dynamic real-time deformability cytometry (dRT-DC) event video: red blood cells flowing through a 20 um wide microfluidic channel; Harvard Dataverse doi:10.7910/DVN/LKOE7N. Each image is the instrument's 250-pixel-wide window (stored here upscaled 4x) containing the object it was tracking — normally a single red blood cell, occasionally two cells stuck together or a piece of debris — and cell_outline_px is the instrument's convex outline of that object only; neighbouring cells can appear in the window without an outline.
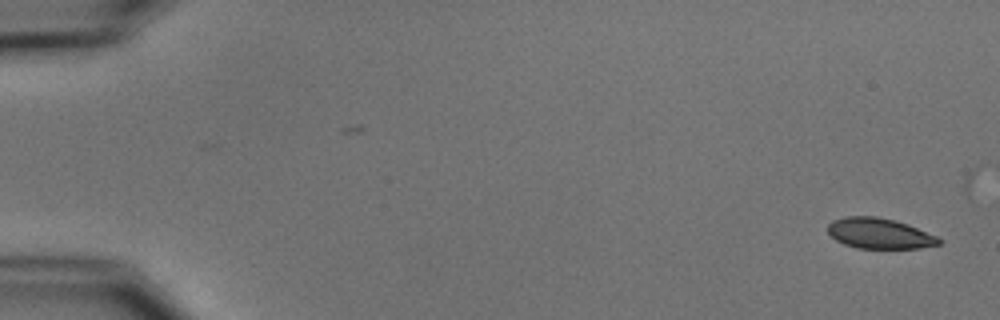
{"species": "common noctule bat (a hibernating species)", "species_latin": "Nyctalus noctula", "temperature_condition": "cold", "stored_images_in_passage": 51, "camera_frame_rate_fps": 3000, "um_per_image_px": 0.085, "animal": {"sex": "male", "body_mass_g": 15.6}, "frame": {"image": 1, "passage_image": 1, "time_ms": 0.0, "image_size_px": [1000, 320], "cell_outline_px": [[944, 240], [940, 244], [920, 248], [856, 248], [844, 244], [836, 240], [828, 232], [828, 224], [832, 220], [844, 216], [876, 216], [908, 224], [936, 236]], "centroid_in_image_um": [74.74, 19.84], "position_along_channel_um": 10.3, "area_um2": 19.77}}
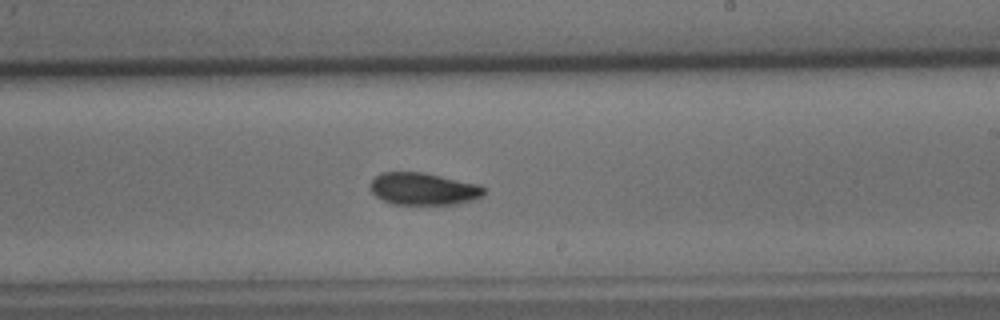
{"frame": {"image": 2, "passage_image": 32, "time_ms": 10.333, "image_size_px": [1000, 320], "cell_outline_px": [[488, 188], [484, 196], [460, 204], [392, 204], [380, 200], [372, 192], [368, 184], [380, 172], [424, 172], [480, 184]], "centroid_in_image_um": [36.02, 16.05], "position_along_channel_um": 253.0, "area_um2": 21.85}}
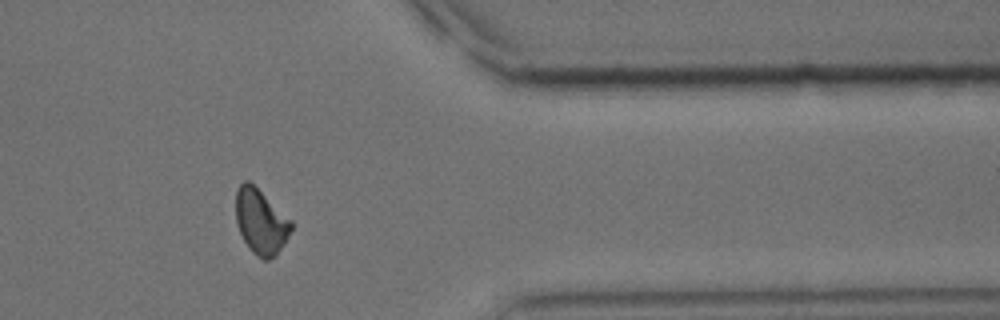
{"frame": {"image": 3, "passage_image": 44, "time_ms": 14.333, "image_size_px": [1000, 320], "cell_outline_px": [[292, 228], [288, 236], [276, 256], [268, 260], [264, 260], [256, 256], [248, 248], [236, 224], [236, 188], [244, 180], [248, 180], [292, 220]], "centroid_in_image_um": [22.15, 18.85], "position_along_channel_um": 389.2, "area_um2": 20.98}}